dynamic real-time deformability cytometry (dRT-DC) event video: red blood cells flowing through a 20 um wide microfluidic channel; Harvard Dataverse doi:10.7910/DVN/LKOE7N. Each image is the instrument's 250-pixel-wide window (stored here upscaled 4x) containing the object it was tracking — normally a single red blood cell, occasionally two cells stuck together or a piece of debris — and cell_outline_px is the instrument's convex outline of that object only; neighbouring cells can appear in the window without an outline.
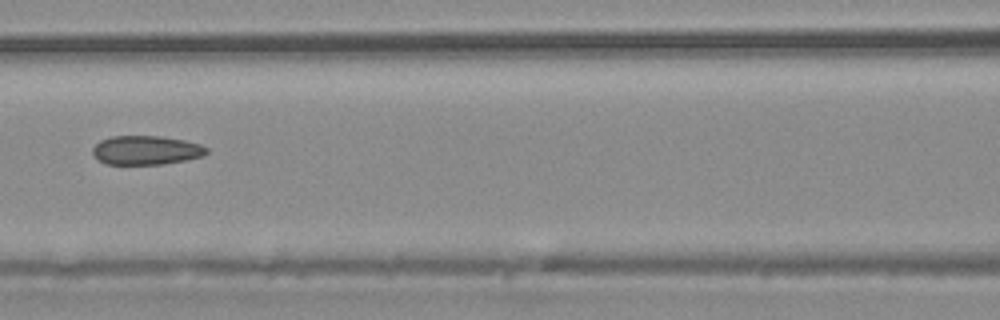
{"species": "common noctule bat (a hibernating species)", "species_latin": "Nyctalus noctula", "temperature_condition": "warm", "stored_images_in_passage": 5, "camera_frame_rate_fps": 3000, "um_per_image_px": 0.085, "animal": {"sex": "male", "body_mass_g": 20.4}, "frame": {"image": 1, "passage_image": 5, "time_ms": 4.667, "image_size_px": [1000, 320], "cell_outline_px": [[208, 152], [204, 156], [164, 164], [104, 164], [92, 152], [92, 148], [100, 140], [112, 136], [160, 136], [184, 140], [200, 144], [208, 148]], "centroid_in_image_um": [12.43, 12.76], "position_along_channel_um": 154.2, "area_um2": 19.25}}